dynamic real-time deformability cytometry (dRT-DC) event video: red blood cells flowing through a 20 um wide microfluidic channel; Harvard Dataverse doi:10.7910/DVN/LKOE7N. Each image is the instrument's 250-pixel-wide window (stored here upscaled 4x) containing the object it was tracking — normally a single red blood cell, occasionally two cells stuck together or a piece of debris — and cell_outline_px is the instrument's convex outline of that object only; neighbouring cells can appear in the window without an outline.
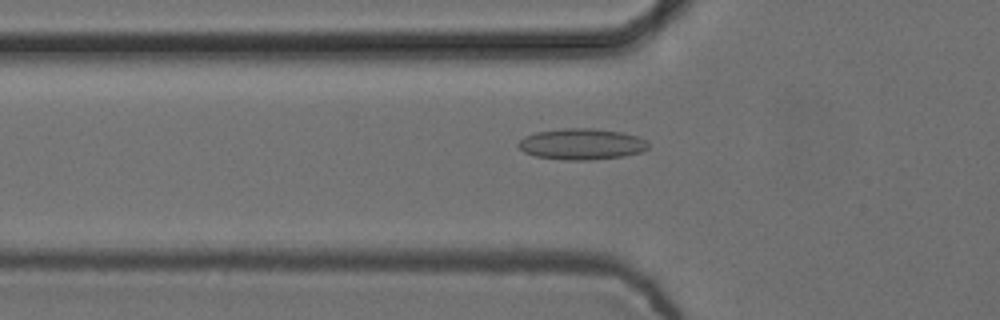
{"species": "common noctule bat (a hibernating species)", "species_latin": "Nyctalus noctula", "temperature_condition": "cold", "stored_images_in_passage": 31, "camera_frame_rate_fps": 3000, "um_per_image_px": 0.085, "animal": {"sex": "female", "body_mass_g": 24.6, "forearm_length_mm": 56.2}, "frame": {"image": 1, "passage_image": 4, "time_ms": 1.0, "image_size_px": [1000, 320], "cell_outline_px": [[648, 148], [640, 152], [624, 156], [592, 160], [560, 160], [536, 156], [524, 152], [516, 144], [524, 136], [536, 132], [564, 128], [592, 128], [620, 132], [636, 136], [644, 140], [648, 144]], "centroid_in_image_um": [49.4, 12.25], "position_along_channel_um": 76.4, "area_um2": 23.52}}
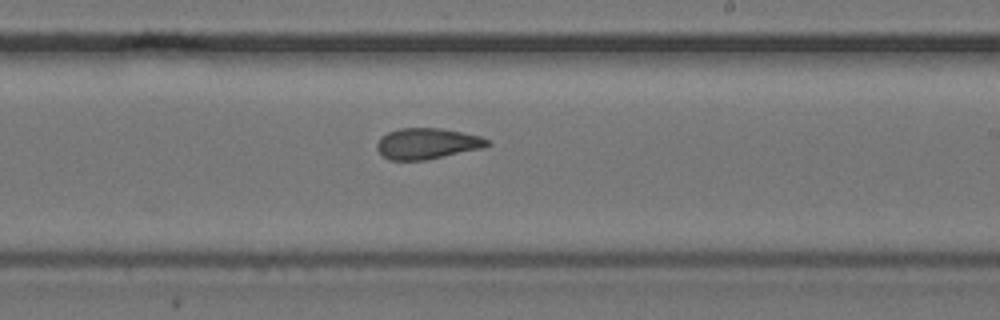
{"frame": {"image": 2, "passage_image": 18, "time_ms": 5.667, "image_size_px": [1000, 320], "cell_outline_px": [[492, 144], [484, 148], [424, 160], [388, 160], [376, 148], [376, 144], [380, 136], [388, 132], [400, 128], [440, 128], [480, 136], [488, 140]], "centroid_in_image_um": [36.3, 12.2], "position_along_channel_um": 252.7, "area_um2": 19.88}}
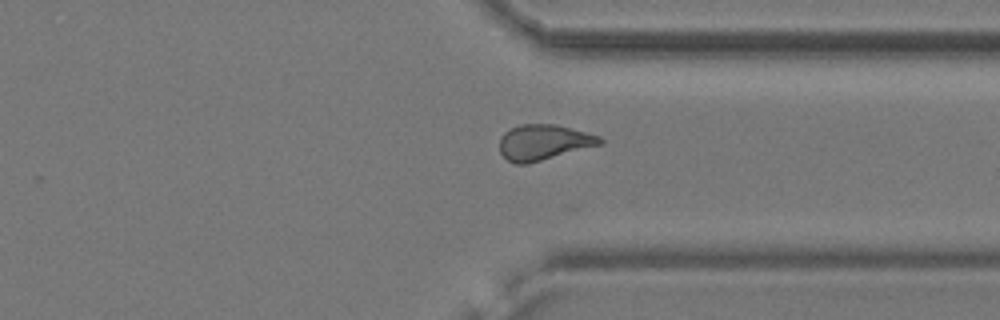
{"frame": {"image": 3, "passage_image": 27, "time_ms": 8.667, "image_size_px": [1000, 320], "cell_outline_px": [[604, 144], [528, 164], [516, 164], [508, 160], [500, 152], [500, 136], [508, 128], [520, 124], [552, 124], [600, 136], [604, 140]], "centroid_in_image_um": [46.2, 12.1], "position_along_channel_um": 365.2, "area_um2": 20.87}, "authors_computed_cell_mechanics": {"area_um2": 20.1722, "velocity_mm_per_s": 3.7605, "shape_relaxation_time_tau1_ms": null, "shape_relaxation_time_tau2_ms": 2.6811, "deformation_change_tau1": null, "deformation_change_tau2": 0.1066}}